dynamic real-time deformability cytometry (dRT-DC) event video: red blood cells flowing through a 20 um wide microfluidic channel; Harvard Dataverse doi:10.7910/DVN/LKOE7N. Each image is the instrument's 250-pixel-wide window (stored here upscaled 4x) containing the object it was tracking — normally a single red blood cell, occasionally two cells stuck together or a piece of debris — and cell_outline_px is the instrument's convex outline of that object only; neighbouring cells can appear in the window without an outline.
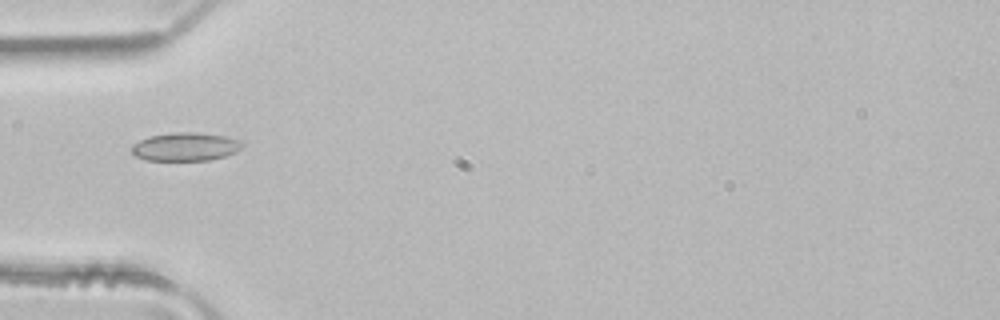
{"species": "common noctule bat (a hibernating species)", "species_latin": "Nyctalus noctula", "temperature_condition": "room temperature", "stored_images_in_passage": 4, "camera_frame_rate_fps": 3000, "um_per_image_px": 0.085, "animal": {"sex": "male", "body_mass_g": 21.5, "forearm_length_mm": 52.0}, "frame": {"image": 1, "passage_image": 4, "time_ms": 1.0, "image_size_px": [1000, 320], "cell_outline_px": [[244, 144], [236, 152], [224, 156], [208, 160], [148, 160], [136, 156], [132, 152], [132, 144], [148, 136], [176, 132], [196, 132], [224, 136], [240, 140]], "centroid_in_image_um": [15.76, 12.46], "position_along_channel_um": 69.2, "area_um2": 18.15}}